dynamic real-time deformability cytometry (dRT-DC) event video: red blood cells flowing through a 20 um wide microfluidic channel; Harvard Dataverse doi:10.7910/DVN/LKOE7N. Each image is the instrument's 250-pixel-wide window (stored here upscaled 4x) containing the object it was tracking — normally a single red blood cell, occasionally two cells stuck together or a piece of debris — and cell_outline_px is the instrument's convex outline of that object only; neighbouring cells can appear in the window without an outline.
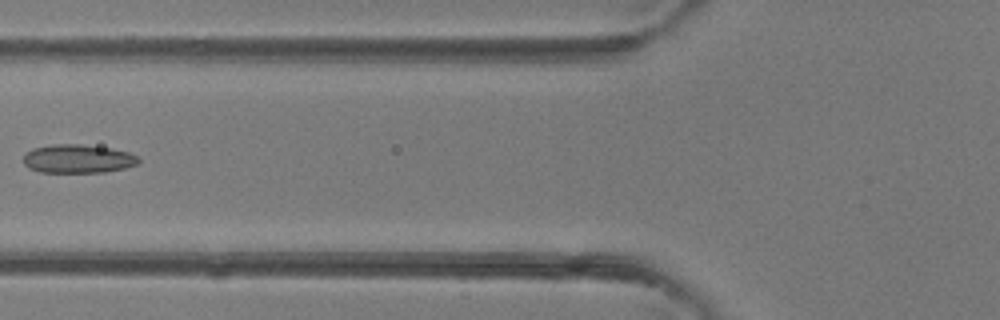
{"species": "common noctule bat (a hibernating species)", "species_latin": "Nyctalus noctula", "temperature_condition": "room temperature", "stored_images_in_passage": 4, "camera_frame_rate_fps": 3000, "um_per_image_px": 0.085, "animal": {"sex": "female"}, "frame": {"image": 1, "passage_image": 4, "time_ms": 3.333, "image_size_px": [1000, 320], "cell_outline_px": [[140, 160], [136, 164], [124, 168], [104, 172], [40, 172], [28, 168], [24, 164], [24, 152], [32, 148], [52, 144], [80, 144], [112, 148], [128, 152], [136, 156]], "centroid_in_image_um": [6.57, 13.49], "position_along_channel_um": 119.2, "area_um2": 19.25}}